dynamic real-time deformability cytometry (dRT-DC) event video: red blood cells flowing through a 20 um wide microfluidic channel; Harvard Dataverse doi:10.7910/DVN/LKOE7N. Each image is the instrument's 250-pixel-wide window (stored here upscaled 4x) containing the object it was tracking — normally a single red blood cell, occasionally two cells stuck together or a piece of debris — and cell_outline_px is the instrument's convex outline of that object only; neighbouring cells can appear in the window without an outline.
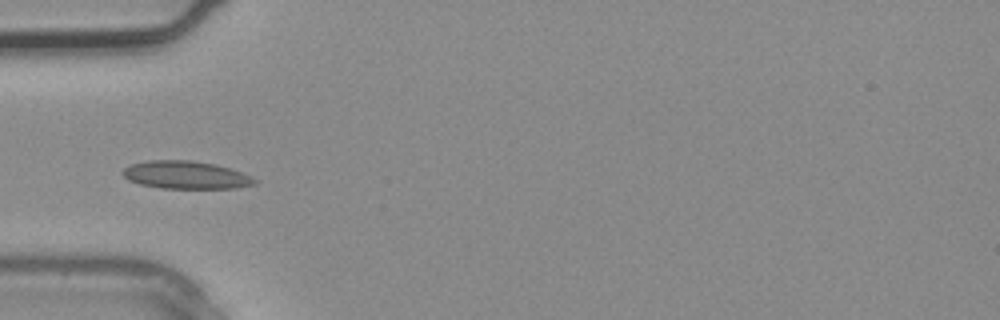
{"species": "common noctule bat (a hibernating species)", "species_latin": "Nyctalus noctula", "temperature_condition": "warm", "stored_images_in_passage": 4, "camera_frame_rate_fps": 3000, "um_per_image_px": 0.085, "animal": {"sex": "male", "body_mass_g": 20.4}, "frame": {"image": 1, "passage_image": 4, "time_ms": 1.0, "image_size_px": [1000, 320], "cell_outline_px": [[260, 180], [256, 184], [236, 188], [160, 188], [140, 184], [128, 180], [120, 172], [124, 168], [132, 164], [148, 160], [192, 160], [216, 164], [252, 176]], "centroid_in_image_um": [15.81, 14.87], "position_along_channel_um": 69.2, "area_um2": 21.5}}